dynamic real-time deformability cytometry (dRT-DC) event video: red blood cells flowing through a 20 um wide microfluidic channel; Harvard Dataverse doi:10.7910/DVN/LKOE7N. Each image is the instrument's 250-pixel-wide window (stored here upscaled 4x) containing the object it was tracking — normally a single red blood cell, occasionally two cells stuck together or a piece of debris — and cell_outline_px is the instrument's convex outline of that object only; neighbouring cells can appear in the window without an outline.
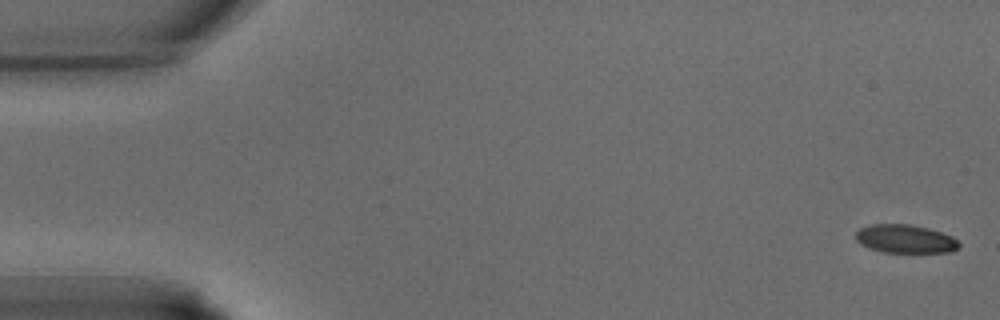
{"species": "common noctule bat (a hibernating species)", "species_latin": "Nyctalus noctula", "temperature_condition": "warm", "stored_images_in_passage": 35, "camera_frame_rate_fps": 3000, "um_per_image_px": 0.085, "animal": {"sex": "male", "body_mass_g": 15.6}, "frame": {"image": 1, "passage_image": 1, "time_ms": 0.0, "image_size_px": [1000, 320], "cell_outline_px": [[960, 244], [952, 252], [884, 252], [868, 248], [860, 244], [856, 240], [856, 232], [860, 228], [872, 224], [908, 224], [928, 228], [952, 236]], "centroid_in_image_um": [76.92, 20.3], "position_along_channel_um": 8.1, "area_um2": 16.99}}
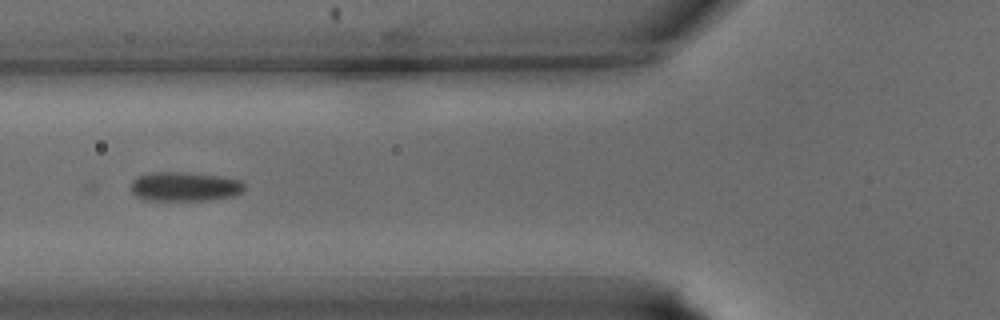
{"frame": {"image": 2, "passage_image": 14, "time_ms": 4.333, "image_size_px": [1000, 320], "cell_outline_px": [[244, 188], [240, 192], [232, 196], [208, 200], [144, 200], [136, 196], [132, 192], [132, 180], [136, 176], [152, 172], [180, 172], [220, 176], [244, 180]], "centroid_in_image_um": [15.68, 15.85], "position_along_channel_um": 110.1, "area_um2": 19.36}}
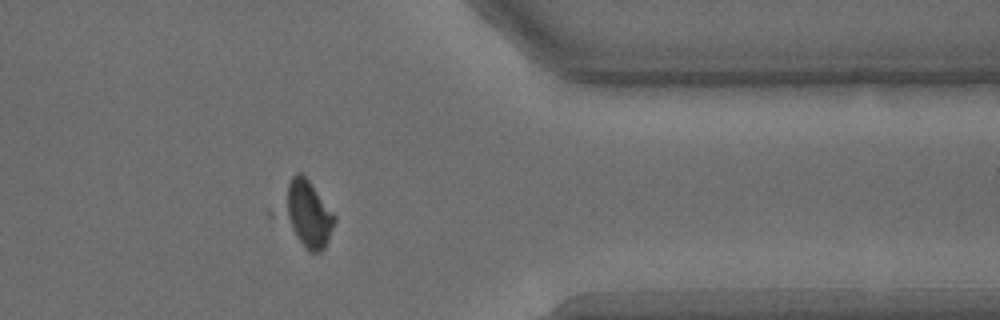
{"frame": {"image": 3, "passage_image": 30, "time_ms": 9.667, "image_size_px": [1000, 320], "cell_outline_px": [[336, 220], [328, 240], [324, 248], [320, 252], [308, 252], [268, 216], [268, 208], [292, 176], [296, 172], [300, 172], [308, 180], [336, 216]], "centroid_in_image_um": [25.77, 18.19], "position_along_channel_um": 385.6, "area_um2": 23.52}}